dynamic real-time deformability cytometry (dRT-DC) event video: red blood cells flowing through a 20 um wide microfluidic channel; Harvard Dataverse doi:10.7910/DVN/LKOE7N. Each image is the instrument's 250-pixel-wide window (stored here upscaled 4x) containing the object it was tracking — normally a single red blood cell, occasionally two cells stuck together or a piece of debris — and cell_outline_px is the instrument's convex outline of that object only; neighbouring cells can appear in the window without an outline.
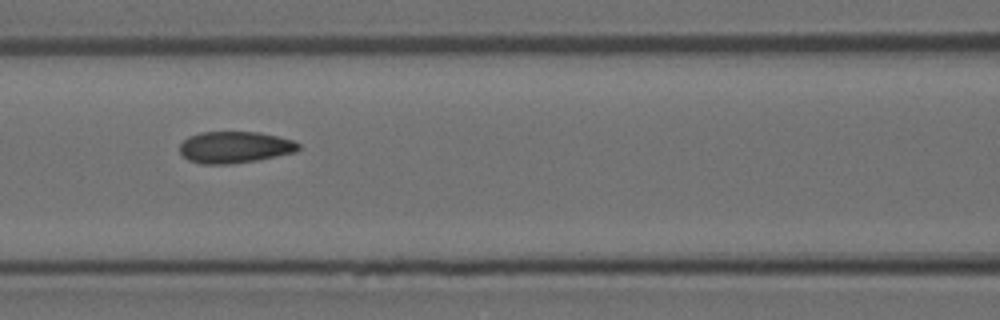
{"species": "Egyptian fruit bat (a non-hibernating species)", "species_latin": "Rousettus aegyptiacus", "temperature_condition": "room temperature", "stored_images_in_passage": 9, "camera_frame_rate_fps": 3000, "um_per_image_px": 0.085, "animal": {"sex": "female"}, "frame": {"image": 1, "passage_image": 6, "time_ms": 1.667, "image_size_px": [1000, 320], "cell_outline_px": [[300, 148], [296, 152], [256, 160], [232, 164], [200, 164], [188, 160], [180, 152], [180, 144], [188, 136], [200, 132], [260, 132], [292, 140], [300, 144]], "centroid_in_image_um": [19.94, 12.51], "position_along_channel_um": 146.7, "area_um2": 21.91}}
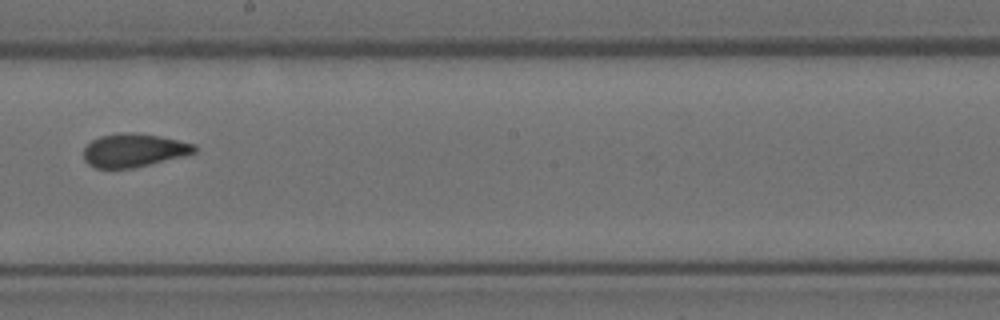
{"frame": {"image": 2, "passage_image": 8, "time_ms": 2.333, "image_size_px": [1000, 320], "cell_outline_px": [[196, 152], [184, 156], [132, 168], [96, 168], [88, 164], [84, 160], [84, 148], [92, 140], [100, 136], [132, 132], [160, 136], [196, 144]], "centroid_in_image_um": [11.38, 12.78], "position_along_channel_um": 236.8, "area_um2": 21.39}}
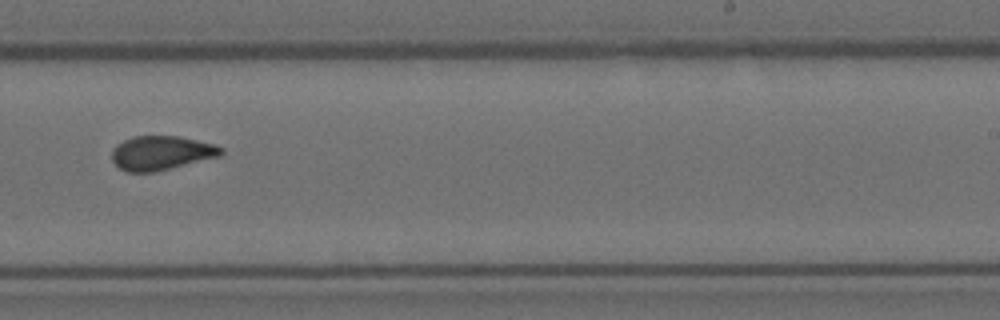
{"frame": {"image": 3, "passage_image": 9, "time_ms": 2.667, "image_size_px": [1000, 320], "cell_outline_px": [[224, 152], [220, 156], [152, 172], [128, 172], [120, 168], [112, 160], [112, 148], [116, 144], [132, 136], [180, 136], [216, 144], [224, 148]], "centroid_in_image_um": [13.72, 12.98], "position_along_channel_um": 275.3, "area_um2": 21.73}}